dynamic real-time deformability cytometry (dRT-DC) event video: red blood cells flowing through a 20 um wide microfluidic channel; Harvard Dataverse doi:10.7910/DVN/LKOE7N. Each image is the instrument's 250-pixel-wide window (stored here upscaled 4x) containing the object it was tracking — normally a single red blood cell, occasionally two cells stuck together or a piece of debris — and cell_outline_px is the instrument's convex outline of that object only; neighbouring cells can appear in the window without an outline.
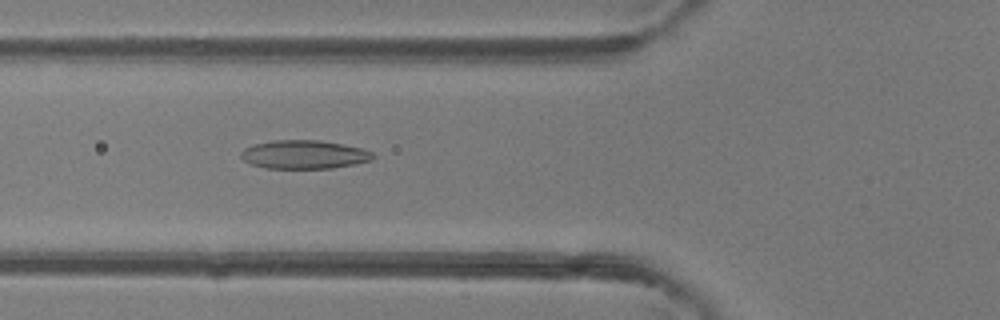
{"species": "common noctule bat (a hibernating species)", "species_latin": "Nyctalus noctula", "temperature_condition": "room temperature", "stored_images_in_passage": 46, "camera_frame_rate_fps": 3000, "um_per_image_px": 0.085, "animal": {"sex": "female"}, "frame": {"image": 1, "passage_image": 16, "time_ms": 5.0, "image_size_px": [1000, 320], "cell_outline_px": [[376, 156], [372, 160], [356, 164], [332, 168], [268, 168], [252, 164], [244, 160], [240, 156], [240, 152], [244, 148], [256, 144], [272, 140], [320, 140], [344, 144], [364, 148], [372, 152]], "centroid_in_image_um": [25.9, 13.13], "position_along_channel_um": 99.9, "area_um2": 22.08}}
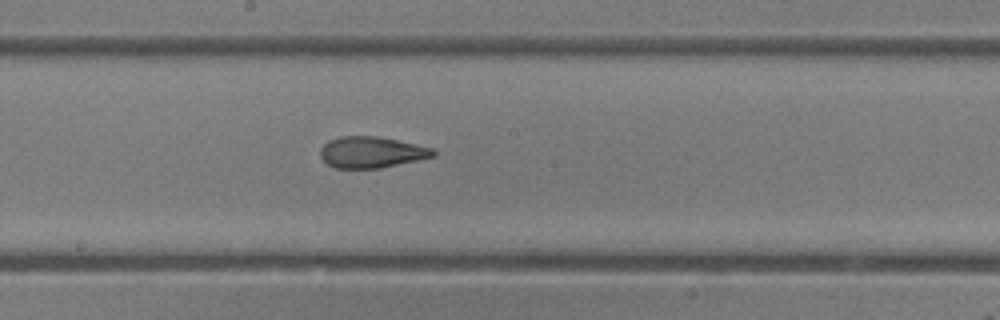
{"frame": {"image": 2, "passage_image": 24, "time_ms": 7.667, "image_size_px": [1000, 320], "cell_outline_px": [[436, 156], [380, 168], [336, 168], [328, 164], [320, 156], [320, 148], [328, 140], [340, 136], [376, 136], [436, 148]], "centroid_in_image_um": [31.59, 12.93], "position_along_channel_um": 216.6, "area_um2": 20.58}}
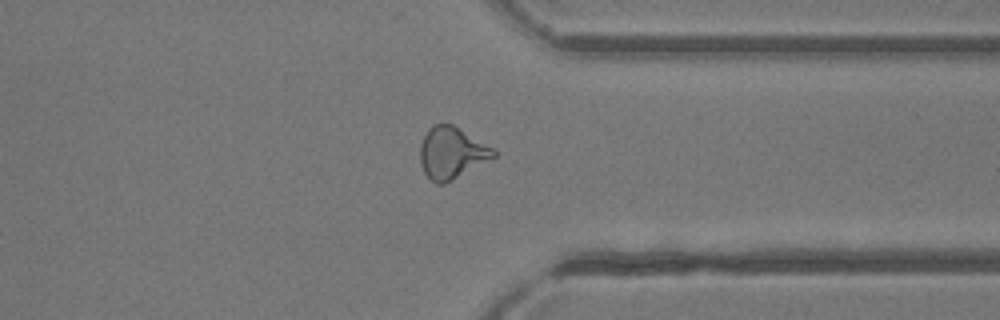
{"frame": {"image": 3, "passage_image": 35, "time_ms": 11.333, "image_size_px": [1000, 320], "cell_outline_px": [[496, 156], [452, 180], [444, 184], [436, 184], [424, 172], [420, 164], [420, 144], [428, 128], [432, 124], [452, 124], [492, 148], [496, 152]], "centroid_in_image_um": [38.35, 12.99], "position_along_channel_um": 373.1, "area_um2": 21.79}, "authors_computed_cell_mechanics": {"area_um2": 21.7906, "velocity_mm_per_s": 4.3579, "shape_relaxation_time_tau1_ms": 9.1804, "shape_relaxation_time_tau2_ms": 2.129, "deformation_change_tau1": 0.2526, "deformation_change_tau2": 0.096}}